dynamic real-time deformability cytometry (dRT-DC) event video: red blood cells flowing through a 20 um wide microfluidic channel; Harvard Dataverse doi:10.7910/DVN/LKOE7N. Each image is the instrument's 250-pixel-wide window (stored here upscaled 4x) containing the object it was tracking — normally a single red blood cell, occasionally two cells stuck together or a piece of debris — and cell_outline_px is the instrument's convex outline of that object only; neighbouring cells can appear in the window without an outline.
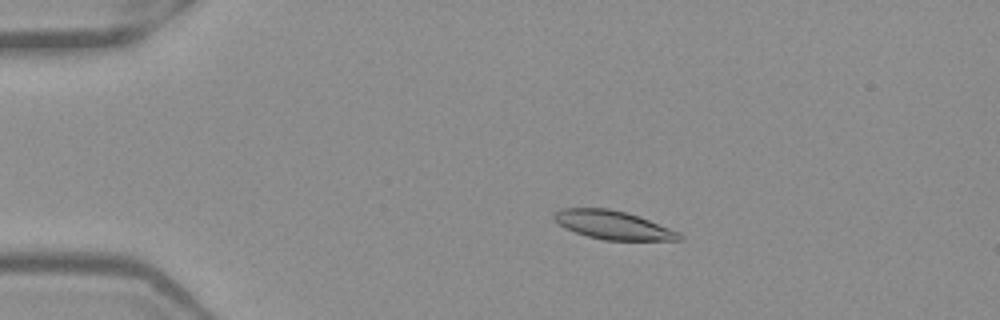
{"species": "Egyptian fruit bat (a non-hibernating species)", "species_latin": "Rousettus aegyptiacus", "temperature_condition": "warm", "stored_images_in_passage": 53, "camera_frame_rate_fps": 3000, "um_per_image_px": 0.085, "frame": {"image": 1, "passage_image": 11, "time_ms": 3.333, "image_size_px": [1000, 320], "cell_outline_px": [[684, 240], [604, 240], [588, 236], [564, 228], [552, 216], [556, 212], [564, 208], [608, 208], [624, 212], [648, 220], [680, 232], [684, 236]], "centroid_in_image_um": [52.13, 19.14], "position_along_channel_um": 32.9, "area_um2": 20.52}}
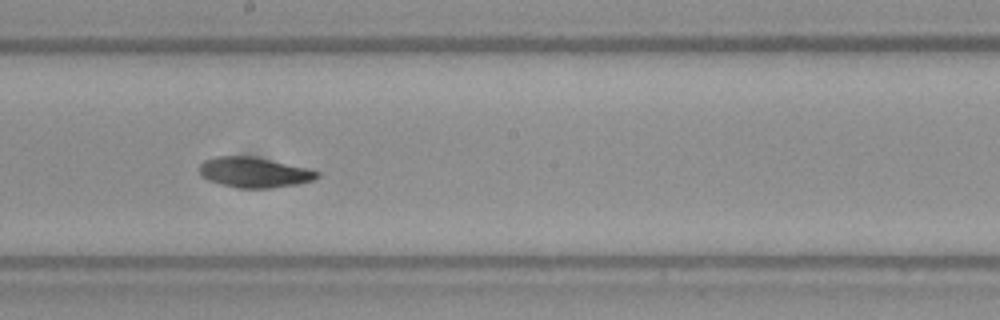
{"frame": {"image": 2, "passage_image": 30, "time_ms": 9.667, "image_size_px": [1000, 320], "cell_outline_px": [[320, 176], [312, 180], [296, 184], [272, 188], [240, 188], [220, 184], [208, 180], [200, 176], [200, 164], [204, 160], [216, 156], [252, 156], [308, 168], [320, 172]], "centroid_in_image_um": [21.59, 14.65], "position_along_channel_um": 226.6, "area_um2": 20.75}}
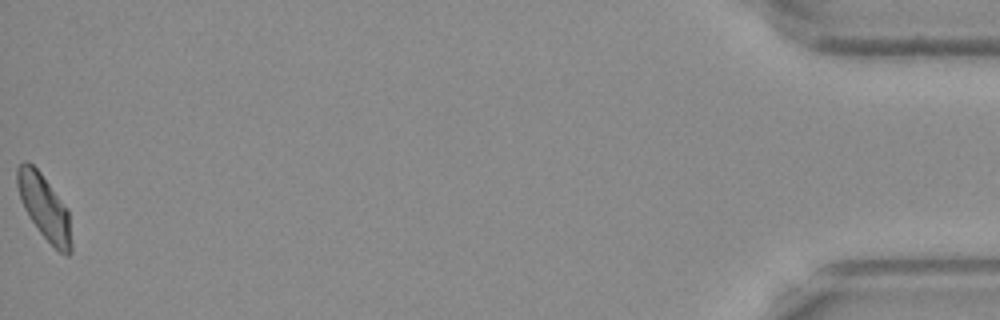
{"frame": {"image": 3, "passage_image": 53, "time_ms": 17.333, "image_size_px": [1000, 320], "cell_outline_px": [[72, 252], [68, 256], [60, 252], [40, 232], [28, 216], [20, 200], [16, 184], [16, 168], [24, 160], [28, 160], [40, 172], [68, 208], [72, 244]], "centroid_in_image_um": [3.76, 17.59], "position_along_channel_um": 431.4, "area_um2": 20.52}, "authors_computed_cell_mechanics": {"area_um2": 20.6924, "velocity_mm_per_s": 3.9117, "shape_relaxation_time_tau1_ms": 3.5775, "shape_relaxation_time_tau2_ms": null, "deformation_change_tau1": 0.0985, "deformation_change_tau2": null}}